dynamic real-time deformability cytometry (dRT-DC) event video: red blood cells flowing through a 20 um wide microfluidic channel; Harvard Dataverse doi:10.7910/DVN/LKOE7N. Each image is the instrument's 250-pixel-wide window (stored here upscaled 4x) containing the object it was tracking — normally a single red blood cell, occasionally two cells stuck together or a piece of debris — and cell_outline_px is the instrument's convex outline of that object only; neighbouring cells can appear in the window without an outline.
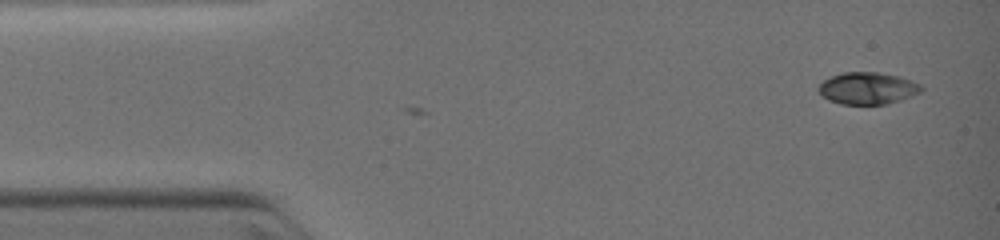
{"species": "common noctule bat (a hibernating species)", "species_latin": "Nyctalus noctula", "temperature_condition": "warm", "stored_images_in_passage": 3, "camera_frame_rate_fps": 3000, "um_per_image_px": 0.085, "animal": {"sex": "female", "body_mass_g": 19.0, "forearm_length_mm": 51.5}, "frame": {"image": 1, "passage_image": 3, "time_ms": 1.333, "image_size_px": [1000, 240], "cell_outline_px": [[924, 88], [920, 92], [912, 96], [888, 104], [840, 104], [828, 100], [820, 96], [816, 88], [824, 80], [832, 76], [844, 72], [880, 72], [896, 76], [920, 84]], "centroid_in_image_um": [73.7, 7.51], "position_along_channel_um": 11.3, "area_um2": 19.19}}